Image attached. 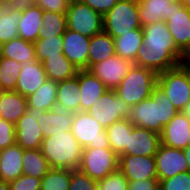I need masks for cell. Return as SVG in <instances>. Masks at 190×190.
Wrapping results in <instances>:
<instances>
[{
  "instance_id": "obj_1",
  "label": "cell",
  "mask_w": 190,
  "mask_h": 190,
  "mask_svg": "<svg viewBox=\"0 0 190 190\" xmlns=\"http://www.w3.org/2000/svg\"><path fill=\"white\" fill-rule=\"evenodd\" d=\"M143 45L138 49L134 65L157 74L182 64L185 55L176 47L165 21L142 27Z\"/></svg>"
},
{
  "instance_id": "obj_2",
  "label": "cell",
  "mask_w": 190,
  "mask_h": 190,
  "mask_svg": "<svg viewBox=\"0 0 190 190\" xmlns=\"http://www.w3.org/2000/svg\"><path fill=\"white\" fill-rule=\"evenodd\" d=\"M178 112L173 103L157 85L149 98L131 106L128 120L134 126L161 134L164 126Z\"/></svg>"
},
{
  "instance_id": "obj_3",
  "label": "cell",
  "mask_w": 190,
  "mask_h": 190,
  "mask_svg": "<svg viewBox=\"0 0 190 190\" xmlns=\"http://www.w3.org/2000/svg\"><path fill=\"white\" fill-rule=\"evenodd\" d=\"M40 150L50 168L76 170L81 163L83 147L71 131H66L44 138Z\"/></svg>"
},
{
  "instance_id": "obj_4",
  "label": "cell",
  "mask_w": 190,
  "mask_h": 190,
  "mask_svg": "<svg viewBox=\"0 0 190 190\" xmlns=\"http://www.w3.org/2000/svg\"><path fill=\"white\" fill-rule=\"evenodd\" d=\"M158 74L150 69L133 65L128 74L114 89L128 105L134 106L149 98L157 86Z\"/></svg>"
},
{
  "instance_id": "obj_5",
  "label": "cell",
  "mask_w": 190,
  "mask_h": 190,
  "mask_svg": "<svg viewBox=\"0 0 190 190\" xmlns=\"http://www.w3.org/2000/svg\"><path fill=\"white\" fill-rule=\"evenodd\" d=\"M134 29H142L138 14V0H119L103 16V31L113 38Z\"/></svg>"
},
{
  "instance_id": "obj_6",
  "label": "cell",
  "mask_w": 190,
  "mask_h": 190,
  "mask_svg": "<svg viewBox=\"0 0 190 190\" xmlns=\"http://www.w3.org/2000/svg\"><path fill=\"white\" fill-rule=\"evenodd\" d=\"M157 85L173 103L174 107L181 112L190 101L189 64L184 61L175 68L159 73Z\"/></svg>"
},
{
  "instance_id": "obj_7",
  "label": "cell",
  "mask_w": 190,
  "mask_h": 190,
  "mask_svg": "<svg viewBox=\"0 0 190 190\" xmlns=\"http://www.w3.org/2000/svg\"><path fill=\"white\" fill-rule=\"evenodd\" d=\"M118 161V155L111 148L84 147L78 169L98 182L118 169Z\"/></svg>"
},
{
  "instance_id": "obj_8",
  "label": "cell",
  "mask_w": 190,
  "mask_h": 190,
  "mask_svg": "<svg viewBox=\"0 0 190 190\" xmlns=\"http://www.w3.org/2000/svg\"><path fill=\"white\" fill-rule=\"evenodd\" d=\"M71 132L83 148H111L106 129L87 112L74 113Z\"/></svg>"
},
{
  "instance_id": "obj_9",
  "label": "cell",
  "mask_w": 190,
  "mask_h": 190,
  "mask_svg": "<svg viewBox=\"0 0 190 190\" xmlns=\"http://www.w3.org/2000/svg\"><path fill=\"white\" fill-rule=\"evenodd\" d=\"M130 109L131 106L117 96L115 90L107 89L86 112L106 129L121 119H128Z\"/></svg>"
},
{
  "instance_id": "obj_10",
  "label": "cell",
  "mask_w": 190,
  "mask_h": 190,
  "mask_svg": "<svg viewBox=\"0 0 190 190\" xmlns=\"http://www.w3.org/2000/svg\"><path fill=\"white\" fill-rule=\"evenodd\" d=\"M67 29L91 38L103 31V16L79 0H71L67 10Z\"/></svg>"
},
{
  "instance_id": "obj_11",
  "label": "cell",
  "mask_w": 190,
  "mask_h": 190,
  "mask_svg": "<svg viewBox=\"0 0 190 190\" xmlns=\"http://www.w3.org/2000/svg\"><path fill=\"white\" fill-rule=\"evenodd\" d=\"M44 113L45 111L36 108L27 109L15 124L16 144L23 149H40L44 136L38 120Z\"/></svg>"
},
{
  "instance_id": "obj_12",
  "label": "cell",
  "mask_w": 190,
  "mask_h": 190,
  "mask_svg": "<svg viewBox=\"0 0 190 190\" xmlns=\"http://www.w3.org/2000/svg\"><path fill=\"white\" fill-rule=\"evenodd\" d=\"M176 47L186 55L190 51V10L174 3L165 20Z\"/></svg>"
},
{
  "instance_id": "obj_13",
  "label": "cell",
  "mask_w": 190,
  "mask_h": 190,
  "mask_svg": "<svg viewBox=\"0 0 190 190\" xmlns=\"http://www.w3.org/2000/svg\"><path fill=\"white\" fill-rule=\"evenodd\" d=\"M133 65V62L114 55L94 64L89 70L103 82L107 89L114 90Z\"/></svg>"
},
{
  "instance_id": "obj_14",
  "label": "cell",
  "mask_w": 190,
  "mask_h": 190,
  "mask_svg": "<svg viewBox=\"0 0 190 190\" xmlns=\"http://www.w3.org/2000/svg\"><path fill=\"white\" fill-rule=\"evenodd\" d=\"M158 181L189 171L184 150L160 144L155 154Z\"/></svg>"
},
{
  "instance_id": "obj_15",
  "label": "cell",
  "mask_w": 190,
  "mask_h": 190,
  "mask_svg": "<svg viewBox=\"0 0 190 190\" xmlns=\"http://www.w3.org/2000/svg\"><path fill=\"white\" fill-rule=\"evenodd\" d=\"M118 169L128 180L158 179L154 156L120 155Z\"/></svg>"
},
{
  "instance_id": "obj_16",
  "label": "cell",
  "mask_w": 190,
  "mask_h": 190,
  "mask_svg": "<svg viewBox=\"0 0 190 190\" xmlns=\"http://www.w3.org/2000/svg\"><path fill=\"white\" fill-rule=\"evenodd\" d=\"M74 112L56 102L52 110L45 111L38 120L44 138L71 131Z\"/></svg>"
},
{
  "instance_id": "obj_17",
  "label": "cell",
  "mask_w": 190,
  "mask_h": 190,
  "mask_svg": "<svg viewBox=\"0 0 190 190\" xmlns=\"http://www.w3.org/2000/svg\"><path fill=\"white\" fill-rule=\"evenodd\" d=\"M63 37V54L79 70L88 69L90 38L66 29Z\"/></svg>"
},
{
  "instance_id": "obj_18",
  "label": "cell",
  "mask_w": 190,
  "mask_h": 190,
  "mask_svg": "<svg viewBox=\"0 0 190 190\" xmlns=\"http://www.w3.org/2000/svg\"><path fill=\"white\" fill-rule=\"evenodd\" d=\"M190 119L178 112L163 128L161 144L184 150L189 145Z\"/></svg>"
},
{
  "instance_id": "obj_19",
  "label": "cell",
  "mask_w": 190,
  "mask_h": 190,
  "mask_svg": "<svg viewBox=\"0 0 190 190\" xmlns=\"http://www.w3.org/2000/svg\"><path fill=\"white\" fill-rule=\"evenodd\" d=\"M160 144V134L133 125L132 132L129 133L126 155L155 156Z\"/></svg>"
},
{
  "instance_id": "obj_20",
  "label": "cell",
  "mask_w": 190,
  "mask_h": 190,
  "mask_svg": "<svg viewBox=\"0 0 190 190\" xmlns=\"http://www.w3.org/2000/svg\"><path fill=\"white\" fill-rule=\"evenodd\" d=\"M80 91V111L86 112L107 90L103 82L90 70H79L77 75Z\"/></svg>"
},
{
  "instance_id": "obj_21",
  "label": "cell",
  "mask_w": 190,
  "mask_h": 190,
  "mask_svg": "<svg viewBox=\"0 0 190 190\" xmlns=\"http://www.w3.org/2000/svg\"><path fill=\"white\" fill-rule=\"evenodd\" d=\"M43 10L33 2L22 5L20 21L18 22V37L35 43L42 28Z\"/></svg>"
},
{
  "instance_id": "obj_22",
  "label": "cell",
  "mask_w": 190,
  "mask_h": 190,
  "mask_svg": "<svg viewBox=\"0 0 190 190\" xmlns=\"http://www.w3.org/2000/svg\"><path fill=\"white\" fill-rule=\"evenodd\" d=\"M46 80L47 75L42 62L36 60L21 63V71L14 91L27 97L34 93Z\"/></svg>"
},
{
  "instance_id": "obj_23",
  "label": "cell",
  "mask_w": 190,
  "mask_h": 190,
  "mask_svg": "<svg viewBox=\"0 0 190 190\" xmlns=\"http://www.w3.org/2000/svg\"><path fill=\"white\" fill-rule=\"evenodd\" d=\"M23 154L24 149L18 144L0 150V180L10 183L23 174Z\"/></svg>"
},
{
  "instance_id": "obj_24",
  "label": "cell",
  "mask_w": 190,
  "mask_h": 190,
  "mask_svg": "<svg viewBox=\"0 0 190 190\" xmlns=\"http://www.w3.org/2000/svg\"><path fill=\"white\" fill-rule=\"evenodd\" d=\"M27 99L14 90L0 91V118L15 125L27 112Z\"/></svg>"
},
{
  "instance_id": "obj_25",
  "label": "cell",
  "mask_w": 190,
  "mask_h": 190,
  "mask_svg": "<svg viewBox=\"0 0 190 190\" xmlns=\"http://www.w3.org/2000/svg\"><path fill=\"white\" fill-rule=\"evenodd\" d=\"M21 12L22 5L12 2L0 4V45L18 38V22Z\"/></svg>"
},
{
  "instance_id": "obj_26",
  "label": "cell",
  "mask_w": 190,
  "mask_h": 190,
  "mask_svg": "<svg viewBox=\"0 0 190 190\" xmlns=\"http://www.w3.org/2000/svg\"><path fill=\"white\" fill-rule=\"evenodd\" d=\"M172 4L169 0H138V14L142 27L167 20Z\"/></svg>"
},
{
  "instance_id": "obj_27",
  "label": "cell",
  "mask_w": 190,
  "mask_h": 190,
  "mask_svg": "<svg viewBox=\"0 0 190 190\" xmlns=\"http://www.w3.org/2000/svg\"><path fill=\"white\" fill-rule=\"evenodd\" d=\"M88 70L96 63L116 55L114 38L107 32L95 34L90 38Z\"/></svg>"
},
{
  "instance_id": "obj_28",
  "label": "cell",
  "mask_w": 190,
  "mask_h": 190,
  "mask_svg": "<svg viewBox=\"0 0 190 190\" xmlns=\"http://www.w3.org/2000/svg\"><path fill=\"white\" fill-rule=\"evenodd\" d=\"M0 57L14 59L20 64L37 60L34 43L19 37L0 45Z\"/></svg>"
},
{
  "instance_id": "obj_29",
  "label": "cell",
  "mask_w": 190,
  "mask_h": 190,
  "mask_svg": "<svg viewBox=\"0 0 190 190\" xmlns=\"http://www.w3.org/2000/svg\"><path fill=\"white\" fill-rule=\"evenodd\" d=\"M43 67L48 80L61 82L77 75L79 69L72 64L65 56L47 57Z\"/></svg>"
},
{
  "instance_id": "obj_30",
  "label": "cell",
  "mask_w": 190,
  "mask_h": 190,
  "mask_svg": "<svg viewBox=\"0 0 190 190\" xmlns=\"http://www.w3.org/2000/svg\"><path fill=\"white\" fill-rule=\"evenodd\" d=\"M58 82L46 80L34 93L26 97L27 107L43 111L52 110L57 102Z\"/></svg>"
},
{
  "instance_id": "obj_31",
  "label": "cell",
  "mask_w": 190,
  "mask_h": 190,
  "mask_svg": "<svg viewBox=\"0 0 190 190\" xmlns=\"http://www.w3.org/2000/svg\"><path fill=\"white\" fill-rule=\"evenodd\" d=\"M115 52L131 62H135L138 49L143 45V29H134L114 38Z\"/></svg>"
},
{
  "instance_id": "obj_32",
  "label": "cell",
  "mask_w": 190,
  "mask_h": 190,
  "mask_svg": "<svg viewBox=\"0 0 190 190\" xmlns=\"http://www.w3.org/2000/svg\"><path fill=\"white\" fill-rule=\"evenodd\" d=\"M133 124L128 119H121L106 128L108 141L111 149L118 155H126L129 133L132 132Z\"/></svg>"
},
{
  "instance_id": "obj_33",
  "label": "cell",
  "mask_w": 190,
  "mask_h": 190,
  "mask_svg": "<svg viewBox=\"0 0 190 190\" xmlns=\"http://www.w3.org/2000/svg\"><path fill=\"white\" fill-rule=\"evenodd\" d=\"M22 169L24 175L42 179L51 168L40 149H24Z\"/></svg>"
},
{
  "instance_id": "obj_34",
  "label": "cell",
  "mask_w": 190,
  "mask_h": 190,
  "mask_svg": "<svg viewBox=\"0 0 190 190\" xmlns=\"http://www.w3.org/2000/svg\"><path fill=\"white\" fill-rule=\"evenodd\" d=\"M57 102L74 113L80 111V91L77 76L58 82Z\"/></svg>"
},
{
  "instance_id": "obj_35",
  "label": "cell",
  "mask_w": 190,
  "mask_h": 190,
  "mask_svg": "<svg viewBox=\"0 0 190 190\" xmlns=\"http://www.w3.org/2000/svg\"><path fill=\"white\" fill-rule=\"evenodd\" d=\"M34 45L36 59L39 62H43L49 56H64L62 35L39 36Z\"/></svg>"
},
{
  "instance_id": "obj_36",
  "label": "cell",
  "mask_w": 190,
  "mask_h": 190,
  "mask_svg": "<svg viewBox=\"0 0 190 190\" xmlns=\"http://www.w3.org/2000/svg\"><path fill=\"white\" fill-rule=\"evenodd\" d=\"M67 29V16L62 13L43 11L42 28L39 36L63 35Z\"/></svg>"
},
{
  "instance_id": "obj_37",
  "label": "cell",
  "mask_w": 190,
  "mask_h": 190,
  "mask_svg": "<svg viewBox=\"0 0 190 190\" xmlns=\"http://www.w3.org/2000/svg\"><path fill=\"white\" fill-rule=\"evenodd\" d=\"M70 169L51 168L41 179L40 190H69Z\"/></svg>"
},
{
  "instance_id": "obj_38",
  "label": "cell",
  "mask_w": 190,
  "mask_h": 190,
  "mask_svg": "<svg viewBox=\"0 0 190 190\" xmlns=\"http://www.w3.org/2000/svg\"><path fill=\"white\" fill-rule=\"evenodd\" d=\"M21 71V64L14 59L0 57V79L3 90H15L17 79Z\"/></svg>"
},
{
  "instance_id": "obj_39",
  "label": "cell",
  "mask_w": 190,
  "mask_h": 190,
  "mask_svg": "<svg viewBox=\"0 0 190 190\" xmlns=\"http://www.w3.org/2000/svg\"><path fill=\"white\" fill-rule=\"evenodd\" d=\"M97 190H128V179L117 169L97 182Z\"/></svg>"
},
{
  "instance_id": "obj_40",
  "label": "cell",
  "mask_w": 190,
  "mask_h": 190,
  "mask_svg": "<svg viewBox=\"0 0 190 190\" xmlns=\"http://www.w3.org/2000/svg\"><path fill=\"white\" fill-rule=\"evenodd\" d=\"M159 190H190V171L159 181Z\"/></svg>"
},
{
  "instance_id": "obj_41",
  "label": "cell",
  "mask_w": 190,
  "mask_h": 190,
  "mask_svg": "<svg viewBox=\"0 0 190 190\" xmlns=\"http://www.w3.org/2000/svg\"><path fill=\"white\" fill-rule=\"evenodd\" d=\"M69 190H97V181L93 180L79 169L70 170Z\"/></svg>"
},
{
  "instance_id": "obj_42",
  "label": "cell",
  "mask_w": 190,
  "mask_h": 190,
  "mask_svg": "<svg viewBox=\"0 0 190 190\" xmlns=\"http://www.w3.org/2000/svg\"><path fill=\"white\" fill-rule=\"evenodd\" d=\"M16 144L15 125L0 118V150Z\"/></svg>"
},
{
  "instance_id": "obj_43",
  "label": "cell",
  "mask_w": 190,
  "mask_h": 190,
  "mask_svg": "<svg viewBox=\"0 0 190 190\" xmlns=\"http://www.w3.org/2000/svg\"><path fill=\"white\" fill-rule=\"evenodd\" d=\"M9 185L10 190H40L41 179L22 174Z\"/></svg>"
},
{
  "instance_id": "obj_44",
  "label": "cell",
  "mask_w": 190,
  "mask_h": 190,
  "mask_svg": "<svg viewBox=\"0 0 190 190\" xmlns=\"http://www.w3.org/2000/svg\"><path fill=\"white\" fill-rule=\"evenodd\" d=\"M71 0H34L33 3L43 11L67 14Z\"/></svg>"
},
{
  "instance_id": "obj_45",
  "label": "cell",
  "mask_w": 190,
  "mask_h": 190,
  "mask_svg": "<svg viewBox=\"0 0 190 190\" xmlns=\"http://www.w3.org/2000/svg\"><path fill=\"white\" fill-rule=\"evenodd\" d=\"M104 16L119 0H79Z\"/></svg>"
},
{
  "instance_id": "obj_46",
  "label": "cell",
  "mask_w": 190,
  "mask_h": 190,
  "mask_svg": "<svg viewBox=\"0 0 190 190\" xmlns=\"http://www.w3.org/2000/svg\"><path fill=\"white\" fill-rule=\"evenodd\" d=\"M128 190H159L158 179L128 180Z\"/></svg>"
},
{
  "instance_id": "obj_47",
  "label": "cell",
  "mask_w": 190,
  "mask_h": 190,
  "mask_svg": "<svg viewBox=\"0 0 190 190\" xmlns=\"http://www.w3.org/2000/svg\"><path fill=\"white\" fill-rule=\"evenodd\" d=\"M184 154L187 160V164L189 167V171H190V145H188L185 149H184Z\"/></svg>"
},
{
  "instance_id": "obj_48",
  "label": "cell",
  "mask_w": 190,
  "mask_h": 190,
  "mask_svg": "<svg viewBox=\"0 0 190 190\" xmlns=\"http://www.w3.org/2000/svg\"><path fill=\"white\" fill-rule=\"evenodd\" d=\"M183 112L190 119V101L184 106Z\"/></svg>"
},
{
  "instance_id": "obj_49",
  "label": "cell",
  "mask_w": 190,
  "mask_h": 190,
  "mask_svg": "<svg viewBox=\"0 0 190 190\" xmlns=\"http://www.w3.org/2000/svg\"><path fill=\"white\" fill-rule=\"evenodd\" d=\"M0 190H10L9 183L0 180Z\"/></svg>"
},
{
  "instance_id": "obj_50",
  "label": "cell",
  "mask_w": 190,
  "mask_h": 190,
  "mask_svg": "<svg viewBox=\"0 0 190 190\" xmlns=\"http://www.w3.org/2000/svg\"><path fill=\"white\" fill-rule=\"evenodd\" d=\"M5 2H12L18 5H23L24 3H27L28 0H5Z\"/></svg>"
},
{
  "instance_id": "obj_51",
  "label": "cell",
  "mask_w": 190,
  "mask_h": 190,
  "mask_svg": "<svg viewBox=\"0 0 190 190\" xmlns=\"http://www.w3.org/2000/svg\"><path fill=\"white\" fill-rule=\"evenodd\" d=\"M181 4L190 10V0H182Z\"/></svg>"
},
{
  "instance_id": "obj_52",
  "label": "cell",
  "mask_w": 190,
  "mask_h": 190,
  "mask_svg": "<svg viewBox=\"0 0 190 190\" xmlns=\"http://www.w3.org/2000/svg\"><path fill=\"white\" fill-rule=\"evenodd\" d=\"M184 61H186L190 65V55H185Z\"/></svg>"
},
{
  "instance_id": "obj_53",
  "label": "cell",
  "mask_w": 190,
  "mask_h": 190,
  "mask_svg": "<svg viewBox=\"0 0 190 190\" xmlns=\"http://www.w3.org/2000/svg\"><path fill=\"white\" fill-rule=\"evenodd\" d=\"M171 3H177V4H181L182 0H169Z\"/></svg>"
},
{
  "instance_id": "obj_54",
  "label": "cell",
  "mask_w": 190,
  "mask_h": 190,
  "mask_svg": "<svg viewBox=\"0 0 190 190\" xmlns=\"http://www.w3.org/2000/svg\"><path fill=\"white\" fill-rule=\"evenodd\" d=\"M189 89H190V65H189Z\"/></svg>"
},
{
  "instance_id": "obj_55",
  "label": "cell",
  "mask_w": 190,
  "mask_h": 190,
  "mask_svg": "<svg viewBox=\"0 0 190 190\" xmlns=\"http://www.w3.org/2000/svg\"><path fill=\"white\" fill-rule=\"evenodd\" d=\"M0 91H2V82H1V79H0Z\"/></svg>"
}]
</instances>
